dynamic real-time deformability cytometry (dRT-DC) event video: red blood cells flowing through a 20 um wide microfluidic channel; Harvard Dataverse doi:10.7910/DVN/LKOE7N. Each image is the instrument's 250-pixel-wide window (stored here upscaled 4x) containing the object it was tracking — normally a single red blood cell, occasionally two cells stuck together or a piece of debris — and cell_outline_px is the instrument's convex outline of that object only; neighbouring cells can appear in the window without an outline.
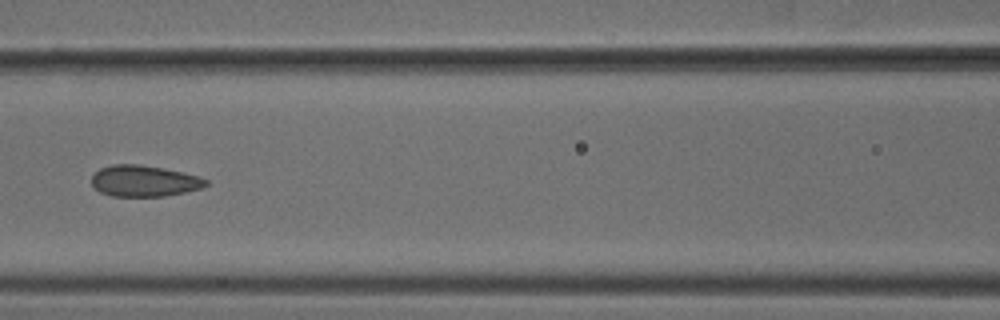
{"species": "common noctule bat (a hibernating species)", "species_latin": "Nyctalus noctula", "temperature_condition": "cold", "stored_images_in_passage": 6, "camera_frame_rate_fps": 3000, "um_per_image_px": 0.085, "animal": {"sex": "male", "body_mass_g": 18.8}, "frame": {"image": 1, "passage_image": 6, "time_ms": 1.667, "image_size_px": [1000, 320], "cell_outline_px": [[208, 184], [204, 188], [164, 196], [112, 196], [100, 192], [92, 184], [92, 176], [100, 168], [112, 164], [140, 164], [200, 176], [208, 180]], "centroid_in_image_um": [12.26, 15.38], "position_along_channel_um": 154.3, "area_um2": 20.69}}